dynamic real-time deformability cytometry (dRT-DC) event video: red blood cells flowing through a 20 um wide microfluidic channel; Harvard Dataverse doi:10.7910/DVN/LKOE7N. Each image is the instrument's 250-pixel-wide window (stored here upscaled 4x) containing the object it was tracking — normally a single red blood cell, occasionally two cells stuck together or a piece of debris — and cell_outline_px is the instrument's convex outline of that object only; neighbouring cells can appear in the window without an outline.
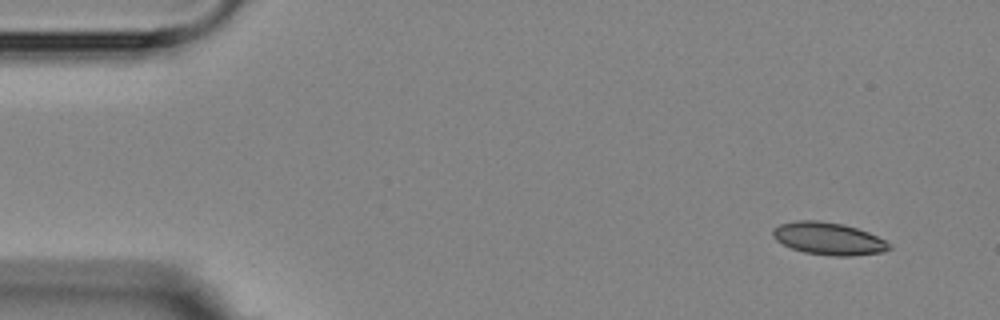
{"species": "Egyptian fruit bat (a non-hibernating species)", "species_latin": "Rousettus aegyptiacus", "temperature_condition": "room temperature", "stored_images_in_passage": 3, "camera_frame_rate_fps": 3000, "um_per_image_px": 0.085, "animal": {"sex": "female"}, "frame": {"image": 1, "passage_image": 1, "time_ms": 0.0, "image_size_px": [1000, 320], "cell_outline_px": [[892, 248], [884, 252], [852, 256], [832, 256], [804, 252], [792, 248], [776, 240], [772, 236], [772, 228], [780, 224], [796, 220], [820, 220], [844, 224], [868, 232], [892, 244]], "centroid_in_image_um": [70.43, 20.28], "position_along_channel_um": 14.6, "area_um2": 22.14}}